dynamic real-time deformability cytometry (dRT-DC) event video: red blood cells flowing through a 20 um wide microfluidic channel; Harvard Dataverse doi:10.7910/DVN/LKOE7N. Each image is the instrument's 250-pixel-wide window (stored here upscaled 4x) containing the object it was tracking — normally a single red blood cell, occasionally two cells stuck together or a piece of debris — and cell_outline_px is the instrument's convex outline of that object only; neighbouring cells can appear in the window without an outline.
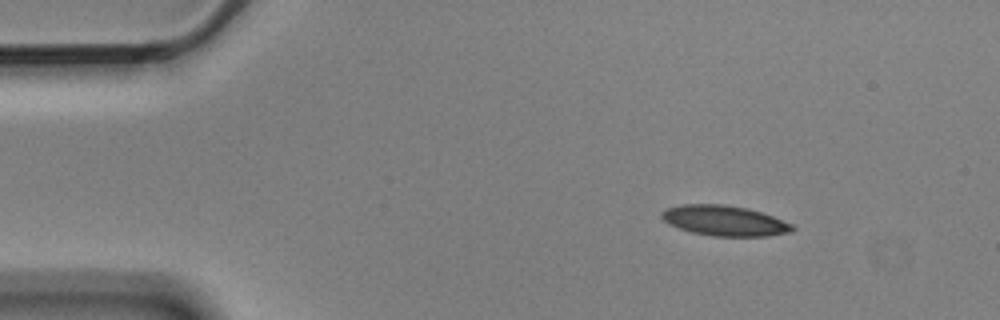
{"species": "Egyptian fruit bat (a non-hibernating species)", "species_latin": "Rousettus aegyptiacus", "temperature_condition": "cold", "stored_images_in_passage": 3, "camera_frame_rate_fps": 3000, "um_per_image_px": 0.085, "animal": {"sex": "male"}, "frame": {"image": 1, "passage_image": 2, "time_ms": 0.333, "image_size_px": [1000, 320], "cell_outline_px": [[796, 228], [792, 232], [768, 236], [712, 236], [692, 232], [668, 224], [660, 216], [660, 212], [668, 208], [680, 204], [724, 204], [748, 208], [772, 216], [792, 224]], "centroid_in_image_um": [61.58, 18.75], "position_along_channel_um": 23.4, "area_um2": 23.12}}